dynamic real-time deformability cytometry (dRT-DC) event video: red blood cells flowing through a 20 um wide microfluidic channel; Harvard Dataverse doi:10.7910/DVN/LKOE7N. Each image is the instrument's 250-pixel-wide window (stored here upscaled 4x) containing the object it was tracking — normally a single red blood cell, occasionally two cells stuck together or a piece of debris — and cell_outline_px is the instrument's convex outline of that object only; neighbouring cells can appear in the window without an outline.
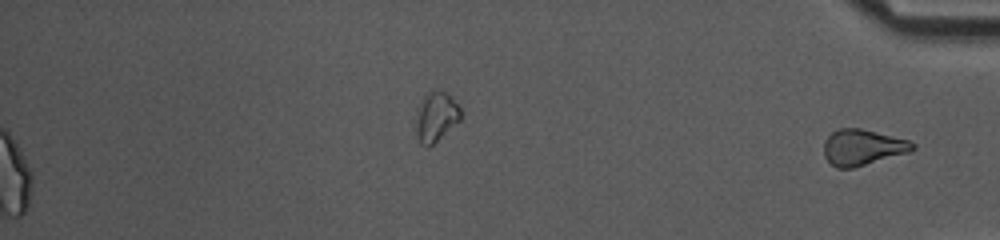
{"species": "common noctule bat (a hibernating species)", "species_latin": "Nyctalus noctula", "temperature_condition": "cold", "stored_images_in_passage": 56, "segment_of_instrument_passage": [2, 2], "camera_frame_rate_fps": 3000, "um_per_image_px": 0.085, "animal": {"sex": "female", "body_mass_g": 10.0, "forearm_length_mm": 53.1}, "frame": {"image": 1, "passage_image": 56, "time_ms": 18.333, "image_size_px": [1000, 240], "cell_outline_px": [[916, 148], [908, 152], [852, 168], [836, 168], [824, 156], [824, 140], [832, 132], [840, 128], [860, 128], [912, 140], [916, 144]], "centroid_in_image_um": [73.34, 12.5], "position_along_channel_um": 361.9, "area_um2": 18.55}}